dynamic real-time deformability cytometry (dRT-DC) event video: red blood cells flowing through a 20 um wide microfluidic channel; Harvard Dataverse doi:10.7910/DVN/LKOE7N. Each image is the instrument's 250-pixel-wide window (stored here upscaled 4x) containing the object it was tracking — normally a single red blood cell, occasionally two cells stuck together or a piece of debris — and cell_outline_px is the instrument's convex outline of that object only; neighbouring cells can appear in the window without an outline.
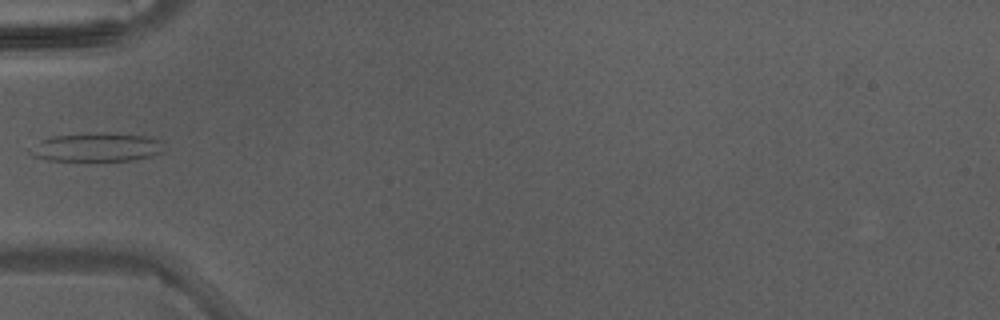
{"species": "Egyptian fruit bat (a non-hibernating species)", "species_latin": "Rousettus aegyptiacus", "temperature_condition": "warm", "stored_images_in_passage": 4, "camera_frame_rate_fps": 3000, "um_per_image_px": 0.085, "animal": {"sex": "male"}, "frame": {"image": 1, "passage_image": 4, "time_ms": 1.0, "image_size_px": [1000, 320], "cell_outline_px": [[160, 152], [152, 156], [132, 160], [48, 160], [32, 156], [28, 152], [40, 140], [52, 136], [144, 136], [160, 140]], "centroid_in_image_um": [8.14, 12.58], "position_along_channel_um": 76.9, "area_um2": 20.58}}